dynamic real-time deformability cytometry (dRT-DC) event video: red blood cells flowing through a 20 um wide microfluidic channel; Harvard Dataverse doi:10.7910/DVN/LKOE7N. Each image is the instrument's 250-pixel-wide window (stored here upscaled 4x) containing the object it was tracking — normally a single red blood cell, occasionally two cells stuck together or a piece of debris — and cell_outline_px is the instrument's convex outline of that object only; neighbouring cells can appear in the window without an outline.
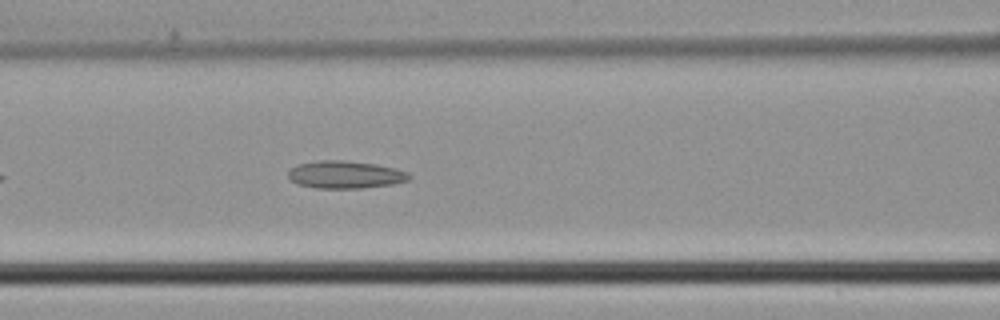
{"species": "common noctule bat (a hibernating species)", "species_latin": "Nyctalus noctula", "temperature_condition": "cold", "stored_images_in_passage": 31, "camera_frame_rate_fps": 3000, "um_per_image_px": 0.085, "animal": {"sex": "male", "body_mass_g": 21.5, "forearm_length_mm": 52.0}, "frame": {"image": 1, "passage_image": 5, "time_ms": 1.333, "image_size_px": [1000, 320], "cell_outline_px": [[412, 176], [408, 180], [392, 184], [364, 188], [316, 188], [296, 184], [288, 176], [288, 168], [296, 164], [320, 160], [344, 160], [376, 164], [396, 168], [408, 172]], "centroid_in_image_um": [29.33, 14.84], "position_along_channel_um": 137.3, "area_um2": 19.65}}
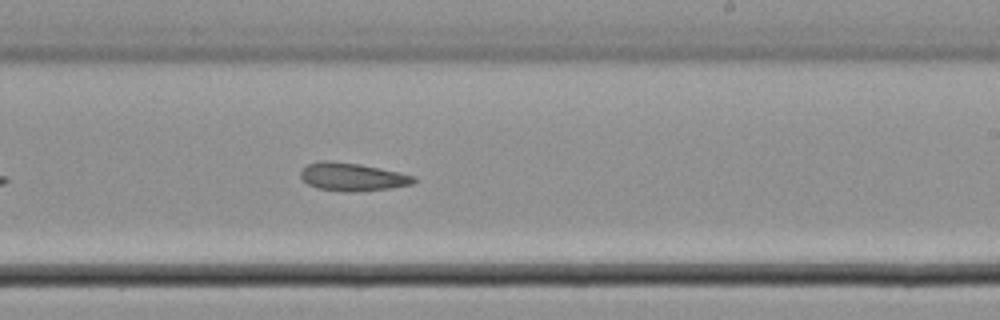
{"frame": {"image": 2, "passage_image": 13, "time_ms": 4.0, "image_size_px": [1000, 320], "cell_outline_px": [[416, 180], [412, 184], [392, 188], [356, 192], [348, 192], [316, 188], [308, 184], [300, 176], [300, 172], [308, 164], [320, 160], [332, 160], [360, 164], [400, 172], [416, 176]], "centroid_in_image_um": [29.96, 15.03], "position_along_channel_um": 259.0, "area_um2": 18.67}}
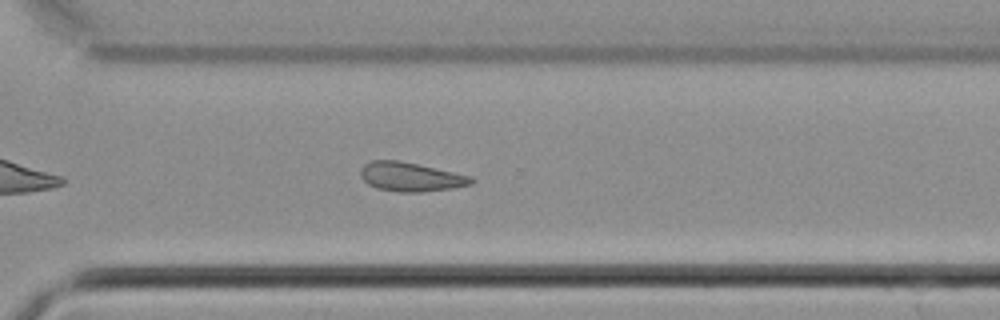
{"frame": {"image": 3, "passage_image": 18, "time_ms": 5.667, "image_size_px": [1000, 320], "cell_outline_px": [[476, 180], [472, 184], [452, 188], [420, 192], [396, 192], [376, 188], [368, 184], [360, 176], [360, 168], [364, 164], [372, 160], [400, 160], [420, 164], [472, 176]], "centroid_in_image_um": [34.91, 15.02], "position_along_channel_um": 335.7, "area_um2": 19.02}}